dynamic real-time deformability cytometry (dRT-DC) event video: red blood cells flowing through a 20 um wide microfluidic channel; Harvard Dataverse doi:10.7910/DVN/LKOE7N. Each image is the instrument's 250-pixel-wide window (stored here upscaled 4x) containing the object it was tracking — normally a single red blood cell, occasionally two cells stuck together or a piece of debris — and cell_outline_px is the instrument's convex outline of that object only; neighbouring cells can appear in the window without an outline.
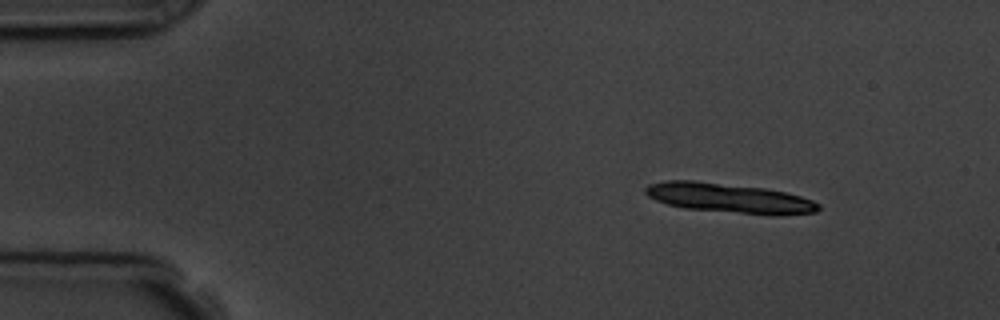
{"species": "common noctule bat (a hibernating species)", "species_latin": "Nyctalus noctula", "temperature_condition": "room temperature", "stored_images_in_passage": 3, "camera_frame_rate_fps": 3000, "um_per_image_px": 0.085, "animal": {"sex": "male", "body_mass_g": 19.5, "forearm_length_mm": 54.6}, "frame": {"image": 1, "passage_image": 1, "time_ms": 0.0, "image_size_px": [1000, 320], "cell_outline_px": [[820, 208], [816, 212], [776, 216], [772, 216], [684, 208], [668, 204], [656, 200], [648, 196], [644, 192], [644, 188], [648, 184], [664, 180], [692, 180], [764, 188], [784, 192], [800, 196], [812, 200], [820, 204]], "centroid_in_image_um": [61.98, 16.84], "position_along_channel_um": 23.0, "area_um2": 30.06}}